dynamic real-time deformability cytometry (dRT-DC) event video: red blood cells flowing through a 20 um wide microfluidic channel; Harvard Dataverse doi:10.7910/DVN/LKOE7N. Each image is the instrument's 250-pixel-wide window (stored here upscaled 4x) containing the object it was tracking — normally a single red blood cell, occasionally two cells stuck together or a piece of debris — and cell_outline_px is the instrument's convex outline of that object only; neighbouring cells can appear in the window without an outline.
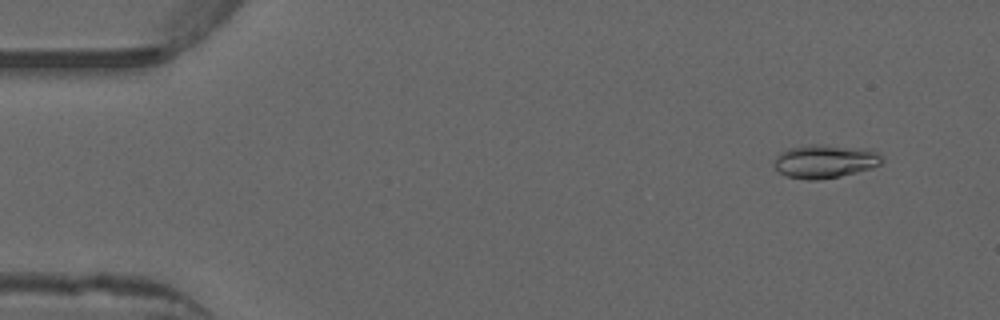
{"species": "common noctule bat (a hibernating species)", "species_latin": "Nyctalus noctula", "temperature_condition": "warm", "stored_images_in_passage": 52, "camera_frame_rate_fps": 3000, "um_per_image_px": 0.085, "animal": {"sex": "male", "forearm_length_mm": 52.5}, "frame": {"image": 1, "passage_image": 4, "time_ms": 1.0, "image_size_px": [1000, 320], "cell_outline_px": [[884, 160], [880, 164], [872, 168], [840, 176], [820, 180], [808, 180], [788, 176], [780, 172], [776, 168], [776, 156], [780, 152], [788, 148], [808, 144], [824, 144], [872, 148], [884, 156]], "centroid_in_image_um": [70.2, 13.68], "position_along_channel_um": 14.8, "area_um2": 21.39}}
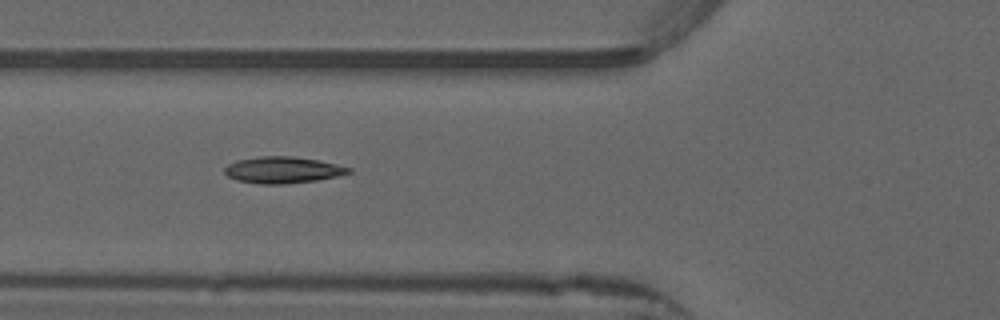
{"frame": {"image": 2, "passage_image": 19, "time_ms": 6.0, "image_size_px": [1000, 320], "cell_outline_px": [[352, 172], [336, 176], [316, 180], [288, 184], [260, 184], [236, 180], [228, 176], [224, 172], [224, 168], [228, 164], [236, 160], [260, 156], [292, 156], [316, 160], [336, 164], [352, 168]], "centroid_in_image_um": [24.0, 14.45], "position_along_channel_um": 101.8, "area_um2": 19.13}}
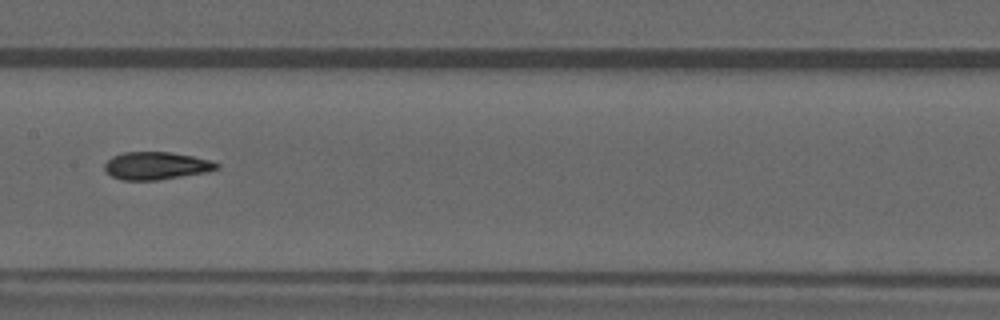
{"frame": {"image": 3, "passage_image": 26, "time_ms": 8.333, "image_size_px": [1000, 320], "cell_outline_px": [[220, 168], [208, 172], [156, 180], [120, 180], [104, 172], [104, 164], [112, 156], [124, 152], [168, 152], [192, 156], [208, 160], [220, 164]], "centroid_in_image_um": [13.25, 14.09], "position_along_channel_um": 194.2, "area_um2": 18.09}, "authors_computed_cell_mechanics": {"area_um2": 18.207, "velocity_mm_per_s": 3.9471, "shape_relaxation_time_tau1_ms": null, "shape_relaxation_time_tau2_ms": 1.4807, "deformation_change_tau1": null, "deformation_change_tau2": 0.0634}}